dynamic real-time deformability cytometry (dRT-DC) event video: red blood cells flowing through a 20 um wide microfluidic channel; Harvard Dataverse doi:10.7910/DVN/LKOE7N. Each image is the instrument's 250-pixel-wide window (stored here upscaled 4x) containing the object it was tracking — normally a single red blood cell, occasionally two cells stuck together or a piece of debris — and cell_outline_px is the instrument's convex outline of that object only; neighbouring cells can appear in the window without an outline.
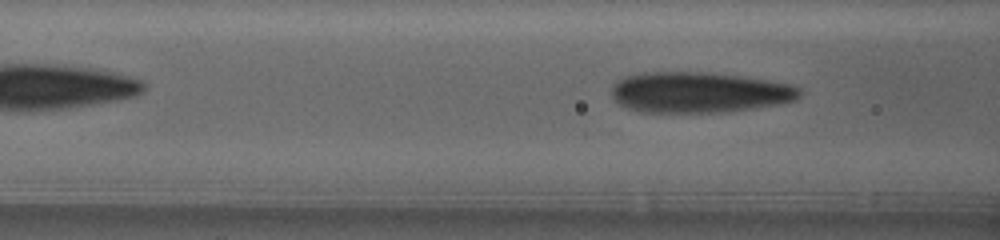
{"species": "human", "species_latin": "Homo sapiens", "temperature_condition": "warm", "stored_images_in_passage": 69, "camera_frame_rate_fps": 3000, "um_per_image_px": 0.085, "donor": {"sex": "female"}, "frame": {"image": 1, "passage_image": 17, "time_ms": 5.333, "image_size_px": [1000, 240], "cell_outline_px": [[800, 96], [796, 100], [780, 104], [728, 112], [636, 112], [624, 108], [612, 96], [612, 84], [616, 80], [624, 76], [644, 72], [712, 72], [740, 76], [788, 84], [800, 88]], "centroid_in_image_um": [59.37, 7.85], "position_along_channel_um": 107.2, "area_um2": 44.91}}
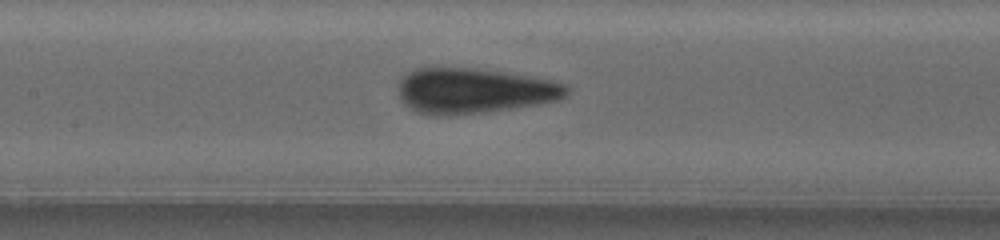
{"frame": {"image": 2, "passage_image": 25, "time_ms": 8.0, "image_size_px": [1000, 240], "cell_outline_px": [[568, 92], [564, 96], [556, 100], [536, 104], [512, 108], [456, 116], [428, 116], [416, 112], [408, 108], [400, 100], [400, 80], [408, 72], [416, 68], [428, 64], [440, 64], [480, 68], [524, 76], [564, 84], [568, 88]], "centroid_in_image_um": [40.12, 7.69], "position_along_channel_um": 167.3, "area_um2": 45.26}}
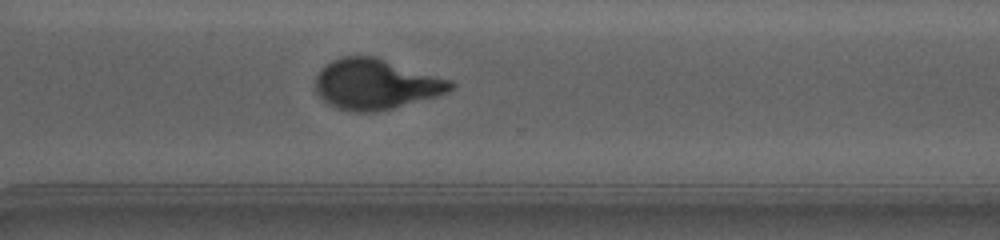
{"frame": {"image": 3, "passage_image": 48, "time_ms": 15.667, "image_size_px": [1000, 240], "cell_outline_px": [[456, 84], [448, 92], [436, 96], [392, 108], [376, 112], [352, 112], [328, 104], [316, 92], [316, 76], [320, 68], [324, 64], [332, 60], [344, 56], [376, 56], [452, 80]], "centroid_in_image_um": [31.93, 7.14], "position_along_channel_um": 338.7, "area_um2": 39.77}}